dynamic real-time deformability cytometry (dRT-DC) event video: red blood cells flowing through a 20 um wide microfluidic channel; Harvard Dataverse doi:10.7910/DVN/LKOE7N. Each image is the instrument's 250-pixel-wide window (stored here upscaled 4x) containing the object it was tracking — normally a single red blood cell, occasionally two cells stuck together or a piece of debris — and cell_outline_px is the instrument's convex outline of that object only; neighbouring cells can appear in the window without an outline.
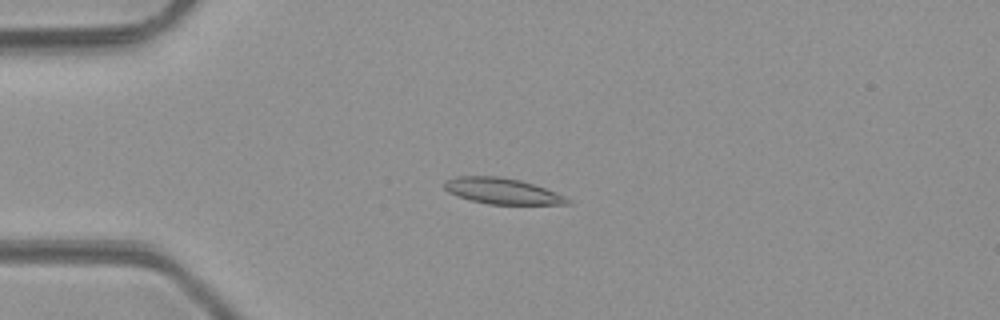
{"species": "common noctule bat (a hibernating species)", "species_latin": "Nyctalus noctula", "temperature_condition": "room temperature", "stored_images_in_passage": 40, "camera_frame_rate_fps": 3000, "um_per_image_px": 0.085, "animal": {"sex": "male", "body_mass_g": 23.1, "forearm_length_mm": 52.7}, "frame": {"image": 1, "passage_image": 4, "time_ms": 1.0, "image_size_px": [1000, 320], "cell_outline_px": [[572, 204], [488, 204], [456, 196], [448, 192], [444, 188], [444, 180], [456, 176], [500, 176], [520, 180], [556, 192], [572, 200]], "centroid_in_image_um": [42.66, 16.23], "position_along_channel_um": 42.3, "area_um2": 18.61}}
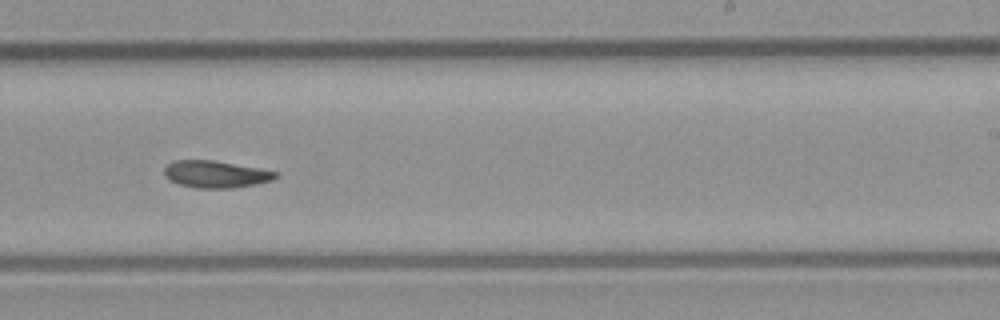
{"frame": {"image": 2, "passage_image": 22, "time_ms": 7.0, "image_size_px": [1000, 320], "cell_outline_px": [[280, 176], [272, 180], [256, 184], [232, 188], [196, 188], [180, 184], [168, 180], [164, 172], [164, 168], [168, 164], [176, 160], [212, 160], [260, 168], [280, 172]], "centroid_in_image_um": [18.38, 14.81], "position_along_channel_um": 270.6, "area_um2": 17.63}}
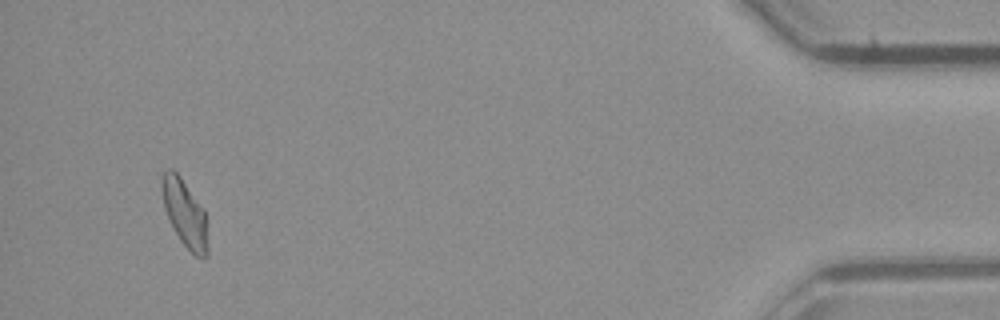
{"frame": {"image": 3, "passage_image": 38, "time_ms": 12.333, "image_size_px": [1000, 320], "cell_outline_px": [[208, 256], [204, 260], [196, 256], [180, 240], [164, 208], [160, 188], [160, 180], [164, 172], [168, 168], [172, 168], [180, 176], [204, 208], [208, 220]], "centroid_in_image_um": [15.74, 18.13], "position_along_channel_um": 419.5, "area_um2": 18.38}}